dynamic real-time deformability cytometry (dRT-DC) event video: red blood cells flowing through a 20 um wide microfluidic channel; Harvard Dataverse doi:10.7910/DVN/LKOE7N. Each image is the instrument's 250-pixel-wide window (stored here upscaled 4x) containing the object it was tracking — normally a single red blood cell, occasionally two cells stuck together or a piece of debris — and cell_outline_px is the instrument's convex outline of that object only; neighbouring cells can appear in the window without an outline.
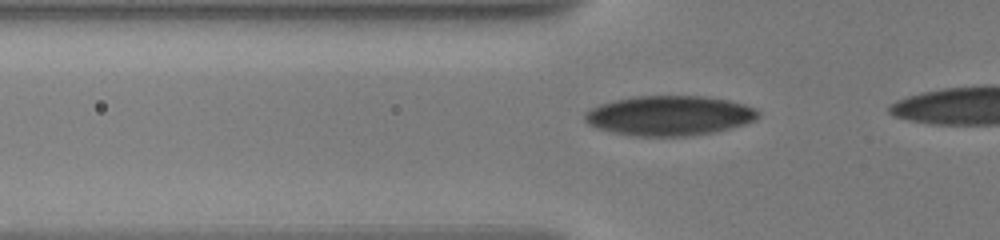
{"species": "human", "species_latin": "Homo sapiens", "temperature_condition": "warm", "stored_images_in_passage": 40, "camera_frame_rate_fps": 3000, "um_per_image_px": 0.085, "donor": {"sex": "male"}, "frame": {"image": 1, "passage_image": 10, "time_ms": 3.0, "image_size_px": [1000, 240], "cell_outline_px": [[760, 116], [756, 120], [744, 124], [712, 132], [684, 136], [636, 136], [612, 132], [596, 128], [588, 124], [584, 120], [584, 112], [600, 104], [632, 96], [704, 96], [728, 100], [744, 104], [756, 108], [760, 112]], "centroid_in_image_um": [56.89, 9.82], "position_along_channel_um": 68.9, "area_um2": 40.23}}
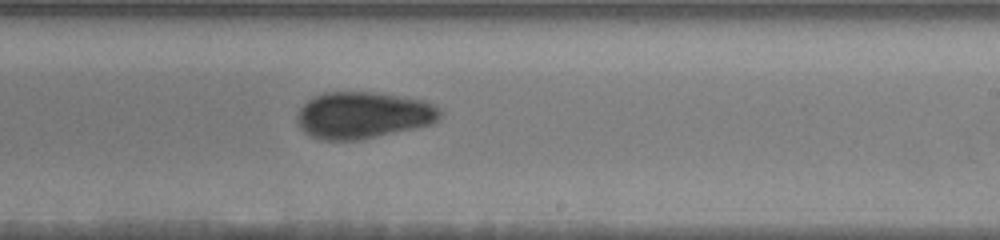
{"frame": {"image": 2, "passage_image": 26, "time_ms": 8.333, "image_size_px": [1000, 240], "cell_outline_px": [[440, 116], [436, 120], [428, 124], [416, 128], [360, 140], [320, 140], [304, 132], [300, 128], [296, 120], [296, 116], [300, 108], [308, 100], [324, 92], [376, 92], [424, 100], [432, 104], [440, 112]], "centroid_in_image_um": [30.81, 9.79], "position_along_channel_um": 258.2, "area_um2": 38.78}}
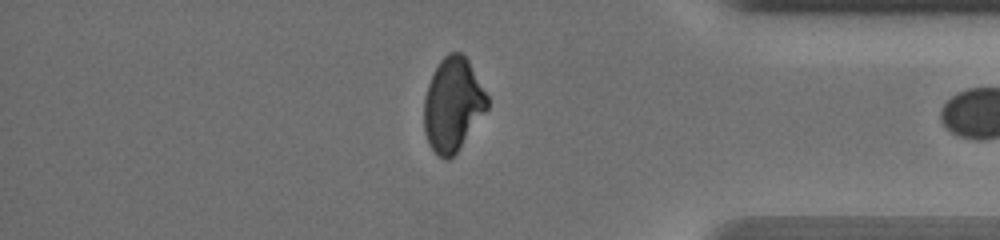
{"frame": {"image": 3, "passage_image": 39, "time_ms": 12.667, "image_size_px": [1000, 240], "cell_outline_px": [[488, 108], [456, 152], [452, 156], [444, 160], [428, 144], [424, 128], [424, 96], [428, 84], [440, 60], [448, 52], [460, 52], [468, 60], [488, 96]], "centroid_in_image_um": [38.48, 8.86], "position_along_channel_um": 396.7, "area_um2": 34.04}}